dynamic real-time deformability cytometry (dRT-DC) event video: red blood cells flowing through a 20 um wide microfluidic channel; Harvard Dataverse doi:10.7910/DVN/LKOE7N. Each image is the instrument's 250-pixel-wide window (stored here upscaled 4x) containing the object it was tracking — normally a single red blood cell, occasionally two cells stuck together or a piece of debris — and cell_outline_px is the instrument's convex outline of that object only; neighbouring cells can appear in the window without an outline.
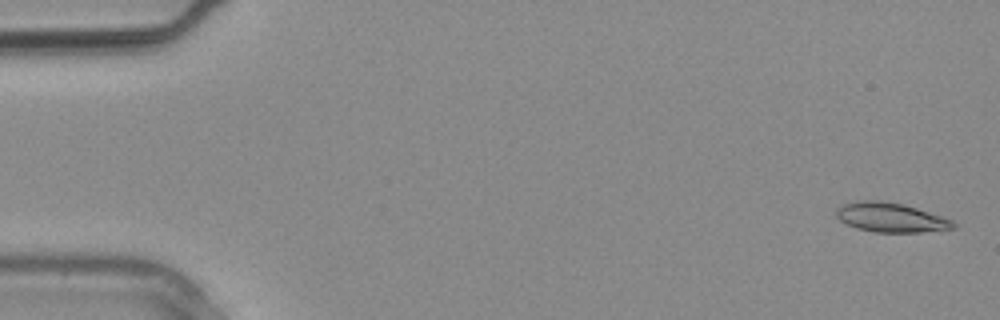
{"species": "common noctule bat (a hibernating species)", "species_latin": "Nyctalus noctula", "temperature_condition": "warm", "stored_images_in_passage": 3, "camera_frame_rate_fps": 3000, "um_per_image_px": 0.085, "animal": {"sex": "male", "body_mass_g": 20.4}, "frame": {"image": 1, "passage_image": 1, "time_ms": 0.0, "image_size_px": [1000, 320], "cell_outline_px": [[956, 228], [920, 232], [876, 232], [856, 228], [840, 220], [836, 216], [836, 208], [844, 204], [856, 200], [880, 200], [904, 204], [944, 216], [952, 220], [956, 224]], "centroid_in_image_um": [75.73, 18.47], "position_along_channel_um": 9.3, "area_um2": 20.17}}
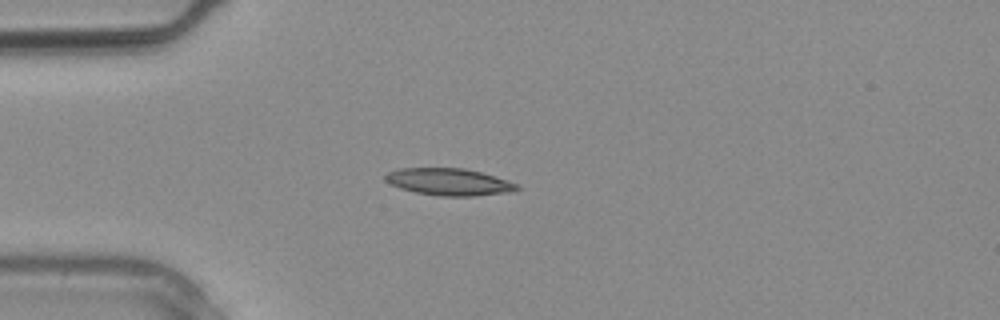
{"frame": {"image": 2, "passage_image": 3, "time_ms": 0.667, "image_size_px": [1000, 320], "cell_outline_px": [[520, 188], [516, 192], [476, 196], [440, 196], [416, 192], [400, 188], [384, 180], [384, 176], [388, 172], [400, 168], [464, 168], [480, 172], [508, 180], [520, 184]], "centroid_in_image_um": [38.23, 15.47], "position_along_channel_um": 46.8, "area_um2": 20.92}}